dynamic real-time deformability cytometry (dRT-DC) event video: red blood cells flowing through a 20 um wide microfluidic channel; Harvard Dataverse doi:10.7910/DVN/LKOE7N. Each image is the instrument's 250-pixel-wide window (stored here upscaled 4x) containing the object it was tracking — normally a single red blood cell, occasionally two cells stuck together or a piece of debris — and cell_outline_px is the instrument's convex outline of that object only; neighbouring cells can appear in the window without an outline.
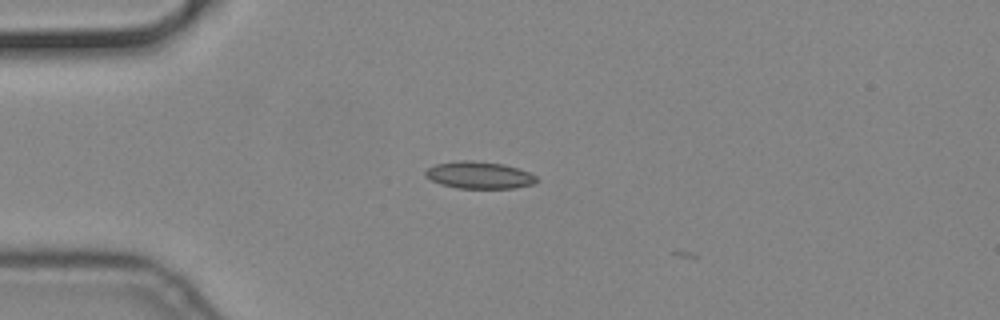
{"species": "common noctule bat (a hibernating species)", "species_latin": "Nyctalus noctula", "temperature_condition": "cold", "stored_images_in_passage": 2, "camera_frame_rate_fps": 3000, "um_per_image_px": 0.085, "animal": {"sex": "male", "body_mass_g": 19.2, "forearm_length_mm": 51.8}, "frame": {"image": 1, "passage_image": 1, "time_ms": 0.0, "image_size_px": [1000, 320], "cell_outline_px": [[540, 180], [536, 184], [516, 188], [456, 188], [440, 184], [424, 176], [424, 172], [428, 168], [436, 164], [460, 160], [472, 160], [504, 164], [520, 168], [536, 176]], "centroid_in_image_um": [40.77, 14.89], "position_along_channel_um": 44.2, "area_um2": 17.8}}